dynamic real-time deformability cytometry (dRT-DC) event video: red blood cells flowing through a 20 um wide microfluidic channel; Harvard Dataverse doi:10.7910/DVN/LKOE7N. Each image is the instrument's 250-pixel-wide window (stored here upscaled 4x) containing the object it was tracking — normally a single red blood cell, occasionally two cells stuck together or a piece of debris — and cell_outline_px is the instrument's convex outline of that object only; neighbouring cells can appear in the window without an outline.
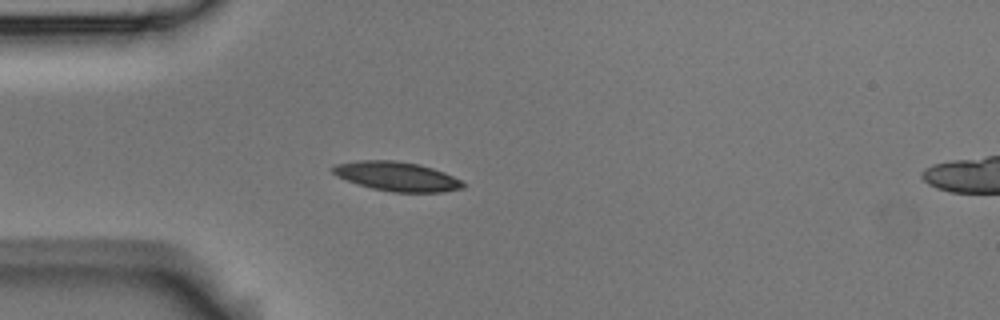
{"species": "Egyptian fruit bat (a non-hibernating species)", "species_latin": "Rousettus aegyptiacus", "temperature_condition": "room temperature", "stored_images_in_passage": 5, "camera_frame_rate_fps": 3000, "um_per_image_px": 0.085, "animal": {"sex": "male"}, "frame": {"image": 1, "passage_image": 4, "time_ms": 1.0, "image_size_px": [1000, 320], "cell_outline_px": [[468, 184], [464, 188], [444, 192], [392, 192], [372, 188], [336, 176], [332, 172], [332, 168], [336, 164], [356, 160], [396, 160], [420, 164], [444, 172]], "centroid_in_image_um": [33.77, 14.99], "position_along_channel_um": 51.2, "area_um2": 22.25}}